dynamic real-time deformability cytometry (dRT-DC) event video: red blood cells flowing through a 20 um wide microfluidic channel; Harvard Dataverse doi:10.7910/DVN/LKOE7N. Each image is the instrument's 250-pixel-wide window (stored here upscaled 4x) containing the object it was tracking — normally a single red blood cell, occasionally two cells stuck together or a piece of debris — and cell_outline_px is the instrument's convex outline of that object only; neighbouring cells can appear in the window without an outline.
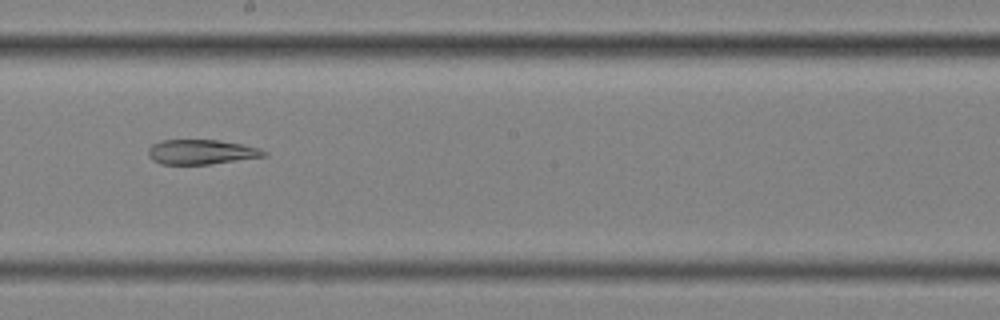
{"species": "common noctule bat (a hibernating species)", "species_latin": "Nyctalus noctula", "temperature_condition": "cold", "stored_images_in_passage": 14, "camera_frame_rate_fps": 3000, "um_per_image_px": 0.085, "animal": {"sex": "female", "body_mass_g": 25.1}, "frame": {"image": 1, "passage_image": 8, "time_ms": 2.333, "image_size_px": [1000, 320], "cell_outline_px": [[268, 156], [208, 164], [160, 164], [152, 160], [148, 156], [148, 148], [152, 144], [160, 140], [220, 140], [260, 148], [268, 152]], "centroid_in_image_um": [17.1, 12.91], "position_along_channel_um": 231.1, "area_um2": 16.76}}
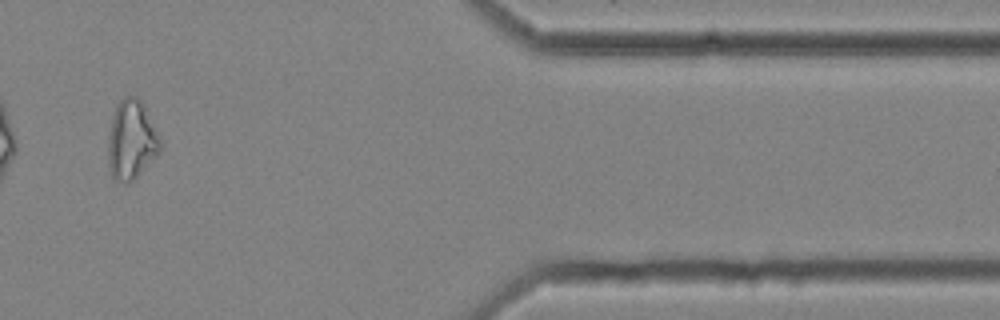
{"frame": {"image": 2, "passage_image": 12, "time_ms": 3.667, "image_size_px": [1000, 320], "cell_outline_px": [[160, 152], [128, 184], [124, 184], [112, 180], [108, 164], [108, 136], [112, 116], [116, 104], [124, 96], [136, 96], [140, 100], [160, 140]], "centroid_in_image_um": [11.11, 11.93], "position_along_channel_um": 400.3, "area_um2": 23.81}}